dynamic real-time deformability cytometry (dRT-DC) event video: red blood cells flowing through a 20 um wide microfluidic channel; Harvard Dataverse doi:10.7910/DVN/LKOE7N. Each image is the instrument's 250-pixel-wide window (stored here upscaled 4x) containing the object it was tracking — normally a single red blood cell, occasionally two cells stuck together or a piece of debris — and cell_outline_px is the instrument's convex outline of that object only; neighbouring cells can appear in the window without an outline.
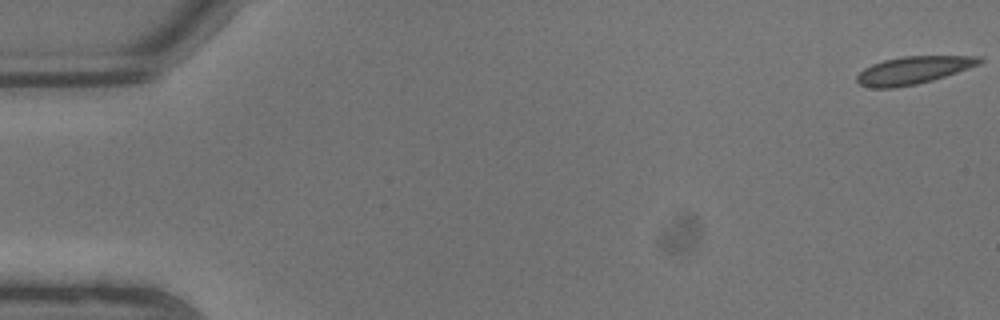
{"species": "common noctule bat (a hibernating species)", "species_latin": "Nyctalus noctula", "temperature_condition": "warm", "stored_images_in_passage": 7, "camera_frame_rate_fps": 3000, "um_per_image_px": 0.085, "animal": {"sex": "male", "body_mass_g": 13.3}, "frame": {"image": 1, "passage_image": 1, "time_ms": 0.0, "image_size_px": [1000, 320], "cell_outline_px": [[984, 60], [980, 64], [932, 80], [916, 84], [892, 88], [872, 88], [860, 84], [856, 80], [856, 76], [864, 68], [872, 64], [884, 60], [904, 56], [980, 56]], "centroid_in_image_um": [77.62, 5.96], "position_along_channel_um": 7.4, "area_um2": 19.54}}
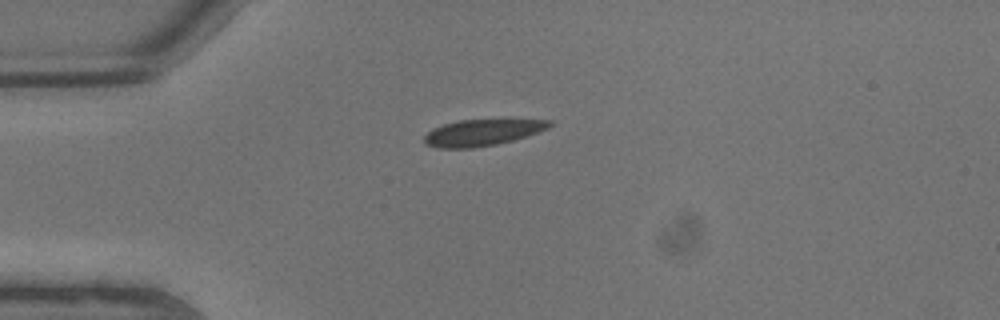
{"frame": {"image": 2, "passage_image": 6, "time_ms": 1.667, "image_size_px": [1000, 320], "cell_outline_px": [[552, 124], [548, 128], [512, 140], [496, 144], [472, 148], [436, 148], [424, 144], [424, 136], [432, 128], [444, 124], [460, 120], [508, 116], [552, 120]], "centroid_in_image_um": [41.06, 11.2], "position_along_channel_um": 43.9, "area_um2": 20.29}}